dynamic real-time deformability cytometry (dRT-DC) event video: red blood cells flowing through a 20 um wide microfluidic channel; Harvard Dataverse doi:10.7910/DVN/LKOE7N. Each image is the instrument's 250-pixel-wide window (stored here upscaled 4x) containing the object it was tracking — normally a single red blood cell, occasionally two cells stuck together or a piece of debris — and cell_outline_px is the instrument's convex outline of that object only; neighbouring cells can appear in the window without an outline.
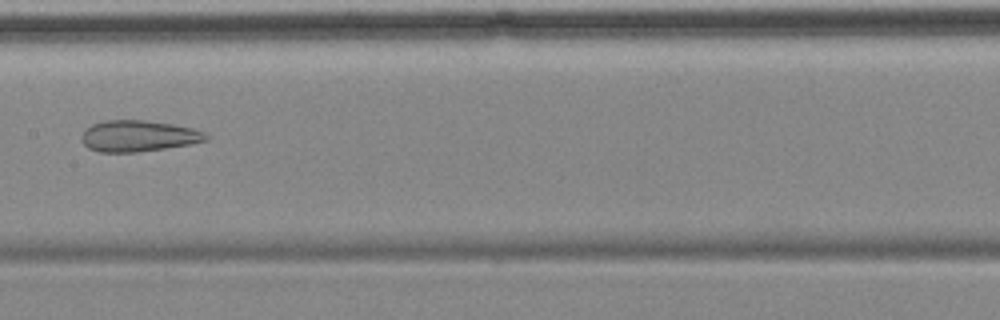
{"species": "common noctule bat (a hibernating species)", "species_latin": "Nyctalus noctula", "temperature_condition": "cold", "stored_images_in_passage": 10, "camera_frame_rate_fps": 3000, "um_per_image_px": 0.085, "animal": {"sex": "female", "body_mass_g": 18.4}, "frame": {"image": 1, "passage_image": 7, "time_ms": 7.0, "image_size_px": [1000, 320], "cell_outline_px": [[208, 140], [188, 144], [164, 148], [136, 152], [100, 152], [88, 148], [80, 140], [80, 136], [84, 128], [92, 124], [108, 120], [144, 120], [172, 124], [192, 128], [204, 132], [208, 136]], "centroid_in_image_um": [11.7, 11.55], "position_along_channel_um": 195.7, "area_um2": 22.6}}